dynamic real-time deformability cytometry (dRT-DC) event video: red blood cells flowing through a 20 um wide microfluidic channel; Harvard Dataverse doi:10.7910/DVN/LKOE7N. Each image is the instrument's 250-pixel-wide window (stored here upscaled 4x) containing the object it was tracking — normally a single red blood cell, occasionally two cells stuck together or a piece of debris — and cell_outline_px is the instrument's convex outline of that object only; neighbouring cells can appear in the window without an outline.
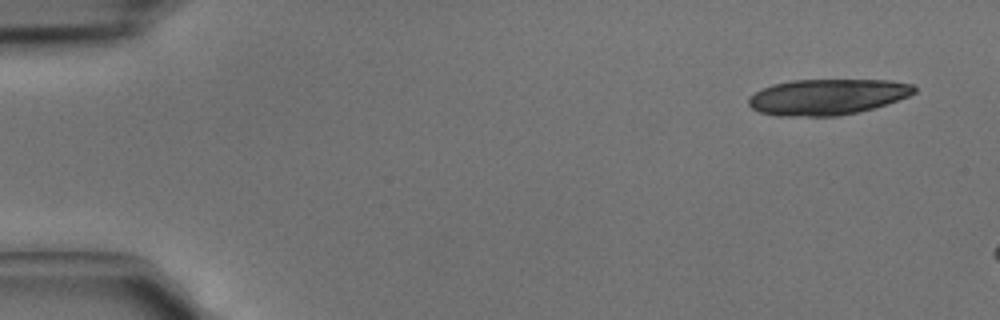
{"species": "common noctule bat (a hibernating species)", "species_latin": "Nyctalus noctula", "temperature_condition": "cold", "stored_images_in_passage": 3, "camera_frame_rate_fps": 3000, "um_per_image_px": 0.085, "animal": {"sex": "male", "body_mass_g": 15.6}, "frame": {"image": 1, "passage_image": 1, "time_ms": 0.0, "image_size_px": [1000, 320], "cell_outline_px": [[916, 92], [908, 96], [872, 108], [856, 112], [836, 116], [780, 116], [760, 112], [752, 108], [748, 104], [748, 100], [756, 92], [772, 84], [792, 80], [888, 80], [912, 84], [916, 88]], "centroid_in_image_um": [70.31, 8.23], "position_along_channel_um": 14.7, "area_um2": 34.22}}